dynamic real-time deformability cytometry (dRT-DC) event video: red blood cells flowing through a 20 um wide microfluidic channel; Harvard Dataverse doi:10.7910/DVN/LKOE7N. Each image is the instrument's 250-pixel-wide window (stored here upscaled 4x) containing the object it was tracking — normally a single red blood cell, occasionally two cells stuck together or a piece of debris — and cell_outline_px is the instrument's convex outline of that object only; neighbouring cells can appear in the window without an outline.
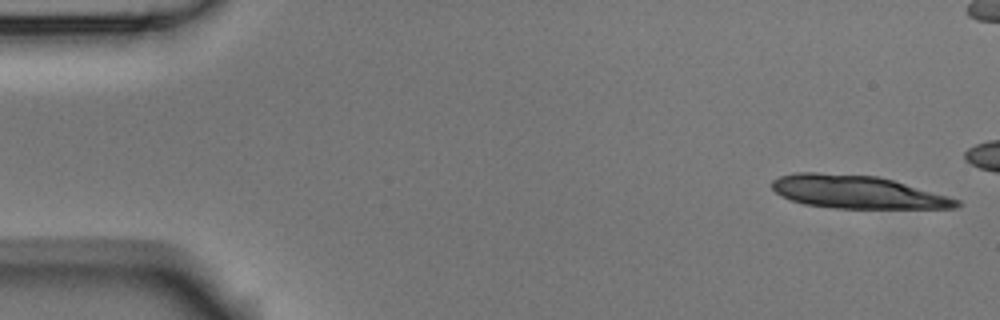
{"species": "Egyptian fruit bat (a non-hibernating species)", "species_latin": "Rousettus aegyptiacus", "temperature_condition": "room temperature", "stored_images_in_passage": 5, "camera_frame_rate_fps": 3000, "um_per_image_px": 0.085, "animal": {"sex": "male"}, "frame": {"image": 1, "passage_image": 1, "time_ms": 0.0, "image_size_px": [1000, 320], "cell_outline_px": [[964, 204], [956, 208], [836, 208], [804, 204], [780, 196], [772, 188], [772, 180], [780, 176], [796, 172], [816, 172], [876, 176], [892, 180], [948, 196], [960, 200]], "centroid_in_image_um": [72.85, 16.32], "position_along_channel_um": 12.1, "area_um2": 35.32}}